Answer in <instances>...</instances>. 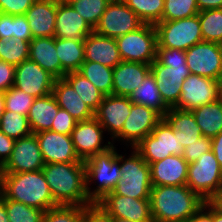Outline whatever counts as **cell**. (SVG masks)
<instances>
[{
    "mask_svg": "<svg viewBox=\"0 0 222 222\" xmlns=\"http://www.w3.org/2000/svg\"><path fill=\"white\" fill-rule=\"evenodd\" d=\"M81 222H112V217L107 214L97 203L83 206Z\"/></svg>",
    "mask_w": 222,
    "mask_h": 222,
    "instance_id": "47",
    "label": "cell"
},
{
    "mask_svg": "<svg viewBox=\"0 0 222 222\" xmlns=\"http://www.w3.org/2000/svg\"><path fill=\"white\" fill-rule=\"evenodd\" d=\"M45 164L84 162L77 156L71 135L43 131L35 133Z\"/></svg>",
    "mask_w": 222,
    "mask_h": 222,
    "instance_id": "20",
    "label": "cell"
},
{
    "mask_svg": "<svg viewBox=\"0 0 222 222\" xmlns=\"http://www.w3.org/2000/svg\"><path fill=\"white\" fill-rule=\"evenodd\" d=\"M213 222H222V215L213 209Z\"/></svg>",
    "mask_w": 222,
    "mask_h": 222,
    "instance_id": "59",
    "label": "cell"
},
{
    "mask_svg": "<svg viewBox=\"0 0 222 222\" xmlns=\"http://www.w3.org/2000/svg\"><path fill=\"white\" fill-rule=\"evenodd\" d=\"M211 150V138L202 136L197 142L190 144L183 150V158L188 162H195L200 156Z\"/></svg>",
    "mask_w": 222,
    "mask_h": 222,
    "instance_id": "44",
    "label": "cell"
},
{
    "mask_svg": "<svg viewBox=\"0 0 222 222\" xmlns=\"http://www.w3.org/2000/svg\"><path fill=\"white\" fill-rule=\"evenodd\" d=\"M56 78L37 63L26 59L15 66L14 87L40 98L52 93Z\"/></svg>",
    "mask_w": 222,
    "mask_h": 222,
    "instance_id": "18",
    "label": "cell"
},
{
    "mask_svg": "<svg viewBox=\"0 0 222 222\" xmlns=\"http://www.w3.org/2000/svg\"><path fill=\"white\" fill-rule=\"evenodd\" d=\"M197 15L203 41L222 44V8L203 10Z\"/></svg>",
    "mask_w": 222,
    "mask_h": 222,
    "instance_id": "35",
    "label": "cell"
},
{
    "mask_svg": "<svg viewBox=\"0 0 222 222\" xmlns=\"http://www.w3.org/2000/svg\"><path fill=\"white\" fill-rule=\"evenodd\" d=\"M85 61H92L115 68L121 56L115 38L99 35L95 31L84 40Z\"/></svg>",
    "mask_w": 222,
    "mask_h": 222,
    "instance_id": "25",
    "label": "cell"
},
{
    "mask_svg": "<svg viewBox=\"0 0 222 222\" xmlns=\"http://www.w3.org/2000/svg\"><path fill=\"white\" fill-rule=\"evenodd\" d=\"M83 206L57 205L45 211L42 222H81Z\"/></svg>",
    "mask_w": 222,
    "mask_h": 222,
    "instance_id": "42",
    "label": "cell"
},
{
    "mask_svg": "<svg viewBox=\"0 0 222 222\" xmlns=\"http://www.w3.org/2000/svg\"><path fill=\"white\" fill-rule=\"evenodd\" d=\"M57 5V0H35L26 11L33 38L54 37Z\"/></svg>",
    "mask_w": 222,
    "mask_h": 222,
    "instance_id": "24",
    "label": "cell"
},
{
    "mask_svg": "<svg viewBox=\"0 0 222 222\" xmlns=\"http://www.w3.org/2000/svg\"><path fill=\"white\" fill-rule=\"evenodd\" d=\"M86 171V190L92 203H97L112 192L120 178V154L115 145L97 153L84 161ZM96 180L99 182H96ZM92 182L96 183L91 190Z\"/></svg>",
    "mask_w": 222,
    "mask_h": 222,
    "instance_id": "5",
    "label": "cell"
},
{
    "mask_svg": "<svg viewBox=\"0 0 222 222\" xmlns=\"http://www.w3.org/2000/svg\"><path fill=\"white\" fill-rule=\"evenodd\" d=\"M134 149L151 164L170 155H182L184 147L180 144L179 131L173 130L163 118Z\"/></svg>",
    "mask_w": 222,
    "mask_h": 222,
    "instance_id": "10",
    "label": "cell"
},
{
    "mask_svg": "<svg viewBox=\"0 0 222 222\" xmlns=\"http://www.w3.org/2000/svg\"><path fill=\"white\" fill-rule=\"evenodd\" d=\"M112 222H133V221H128L126 219L112 217Z\"/></svg>",
    "mask_w": 222,
    "mask_h": 222,
    "instance_id": "61",
    "label": "cell"
},
{
    "mask_svg": "<svg viewBox=\"0 0 222 222\" xmlns=\"http://www.w3.org/2000/svg\"><path fill=\"white\" fill-rule=\"evenodd\" d=\"M5 97H4V92L0 91V120L4 114L5 111Z\"/></svg>",
    "mask_w": 222,
    "mask_h": 222,
    "instance_id": "57",
    "label": "cell"
},
{
    "mask_svg": "<svg viewBox=\"0 0 222 222\" xmlns=\"http://www.w3.org/2000/svg\"><path fill=\"white\" fill-rule=\"evenodd\" d=\"M164 103L174 108L181 96L184 80L190 75L184 50L157 48V58L150 64Z\"/></svg>",
    "mask_w": 222,
    "mask_h": 222,
    "instance_id": "3",
    "label": "cell"
},
{
    "mask_svg": "<svg viewBox=\"0 0 222 222\" xmlns=\"http://www.w3.org/2000/svg\"><path fill=\"white\" fill-rule=\"evenodd\" d=\"M155 28L157 48L186 51L203 41L198 15L174 21H160L155 24Z\"/></svg>",
    "mask_w": 222,
    "mask_h": 222,
    "instance_id": "9",
    "label": "cell"
},
{
    "mask_svg": "<svg viewBox=\"0 0 222 222\" xmlns=\"http://www.w3.org/2000/svg\"><path fill=\"white\" fill-rule=\"evenodd\" d=\"M186 222H213V208L206 202Z\"/></svg>",
    "mask_w": 222,
    "mask_h": 222,
    "instance_id": "51",
    "label": "cell"
},
{
    "mask_svg": "<svg viewBox=\"0 0 222 222\" xmlns=\"http://www.w3.org/2000/svg\"><path fill=\"white\" fill-rule=\"evenodd\" d=\"M197 0H165L161 21H174L197 15Z\"/></svg>",
    "mask_w": 222,
    "mask_h": 222,
    "instance_id": "40",
    "label": "cell"
},
{
    "mask_svg": "<svg viewBox=\"0 0 222 222\" xmlns=\"http://www.w3.org/2000/svg\"><path fill=\"white\" fill-rule=\"evenodd\" d=\"M52 94L60 108L65 109L77 122L94 117V112L82 101L79 95L64 79H56Z\"/></svg>",
    "mask_w": 222,
    "mask_h": 222,
    "instance_id": "27",
    "label": "cell"
},
{
    "mask_svg": "<svg viewBox=\"0 0 222 222\" xmlns=\"http://www.w3.org/2000/svg\"><path fill=\"white\" fill-rule=\"evenodd\" d=\"M211 150L222 168V132L211 138Z\"/></svg>",
    "mask_w": 222,
    "mask_h": 222,
    "instance_id": "53",
    "label": "cell"
},
{
    "mask_svg": "<svg viewBox=\"0 0 222 222\" xmlns=\"http://www.w3.org/2000/svg\"><path fill=\"white\" fill-rule=\"evenodd\" d=\"M103 133L105 130L95 117L76 123L71 132V139L75 152L81 161H86L91 156L103 152L113 145L110 141L103 145Z\"/></svg>",
    "mask_w": 222,
    "mask_h": 222,
    "instance_id": "15",
    "label": "cell"
},
{
    "mask_svg": "<svg viewBox=\"0 0 222 222\" xmlns=\"http://www.w3.org/2000/svg\"><path fill=\"white\" fill-rule=\"evenodd\" d=\"M112 0H79L71 6L95 29L107 5Z\"/></svg>",
    "mask_w": 222,
    "mask_h": 222,
    "instance_id": "41",
    "label": "cell"
},
{
    "mask_svg": "<svg viewBox=\"0 0 222 222\" xmlns=\"http://www.w3.org/2000/svg\"><path fill=\"white\" fill-rule=\"evenodd\" d=\"M0 222H9L4 202L0 199Z\"/></svg>",
    "mask_w": 222,
    "mask_h": 222,
    "instance_id": "56",
    "label": "cell"
},
{
    "mask_svg": "<svg viewBox=\"0 0 222 222\" xmlns=\"http://www.w3.org/2000/svg\"><path fill=\"white\" fill-rule=\"evenodd\" d=\"M122 61L151 64L157 58V31L154 24L115 38Z\"/></svg>",
    "mask_w": 222,
    "mask_h": 222,
    "instance_id": "8",
    "label": "cell"
},
{
    "mask_svg": "<svg viewBox=\"0 0 222 222\" xmlns=\"http://www.w3.org/2000/svg\"><path fill=\"white\" fill-rule=\"evenodd\" d=\"M191 112L200 127L202 136L213 138L222 132V102L219 99L201 105Z\"/></svg>",
    "mask_w": 222,
    "mask_h": 222,
    "instance_id": "30",
    "label": "cell"
},
{
    "mask_svg": "<svg viewBox=\"0 0 222 222\" xmlns=\"http://www.w3.org/2000/svg\"><path fill=\"white\" fill-rule=\"evenodd\" d=\"M76 123L77 121L65 109L59 108L50 131L71 135Z\"/></svg>",
    "mask_w": 222,
    "mask_h": 222,
    "instance_id": "45",
    "label": "cell"
},
{
    "mask_svg": "<svg viewBox=\"0 0 222 222\" xmlns=\"http://www.w3.org/2000/svg\"><path fill=\"white\" fill-rule=\"evenodd\" d=\"M0 199L5 204L9 222H42L45 211L7 199L3 194Z\"/></svg>",
    "mask_w": 222,
    "mask_h": 222,
    "instance_id": "38",
    "label": "cell"
},
{
    "mask_svg": "<svg viewBox=\"0 0 222 222\" xmlns=\"http://www.w3.org/2000/svg\"><path fill=\"white\" fill-rule=\"evenodd\" d=\"M97 204L113 218L133 222H153L150 199H136L110 192Z\"/></svg>",
    "mask_w": 222,
    "mask_h": 222,
    "instance_id": "14",
    "label": "cell"
},
{
    "mask_svg": "<svg viewBox=\"0 0 222 222\" xmlns=\"http://www.w3.org/2000/svg\"><path fill=\"white\" fill-rule=\"evenodd\" d=\"M2 194L10 200L46 211L58 204L54 201L41 170L23 173H2Z\"/></svg>",
    "mask_w": 222,
    "mask_h": 222,
    "instance_id": "4",
    "label": "cell"
},
{
    "mask_svg": "<svg viewBox=\"0 0 222 222\" xmlns=\"http://www.w3.org/2000/svg\"><path fill=\"white\" fill-rule=\"evenodd\" d=\"M59 108L52 93L35 98L27 115L32 133L50 130Z\"/></svg>",
    "mask_w": 222,
    "mask_h": 222,
    "instance_id": "28",
    "label": "cell"
},
{
    "mask_svg": "<svg viewBox=\"0 0 222 222\" xmlns=\"http://www.w3.org/2000/svg\"><path fill=\"white\" fill-rule=\"evenodd\" d=\"M15 66L0 60V91L5 92L14 85Z\"/></svg>",
    "mask_w": 222,
    "mask_h": 222,
    "instance_id": "49",
    "label": "cell"
},
{
    "mask_svg": "<svg viewBox=\"0 0 222 222\" xmlns=\"http://www.w3.org/2000/svg\"><path fill=\"white\" fill-rule=\"evenodd\" d=\"M173 130L179 131L180 144L185 148L202 137L191 111L170 108L163 117Z\"/></svg>",
    "mask_w": 222,
    "mask_h": 222,
    "instance_id": "29",
    "label": "cell"
},
{
    "mask_svg": "<svg viewBox=\"0 0 222 222\" xmlns=\"http://www.w3.org/2000/svg\"><path fill=\"white\" fill-rule=\"evenodd\" d=\"M78 72L103 95H113V68L92 61H84Z\"/></svg>",
    "mask_w": 222,
    "mask_h": 222,
    "instance_id": "33",
    "label": "cell"
},
{
    "mask_svg": "<svg viewBox=\"0 0 222 222\" xmlns=\"http://www.w3.org/2000/svg\"><path fill=\"white\" fill-rule=\"evenodd\" d=\"M42 172L58 205L93 204L86 190L84 162L49 163L44 165Z\"/></svg>",
    "mask_w": 222,
    "mask_h": 222,
    "instance_id": "1",
    "label": "cell"
},
{
    "mask_svg": "<svg viewBox=\"0 0 222 222\" xmlns=\"http://www.w3.org/2000/svg\"><path fill=\"white\" fill-rule=\"evenodd\" d=\"M150 72V64L121 61L113 68V95L130 97Z\"/></svg>",
    "mask_w": 222,
    "mask_h": 222,
    "instance_id": "23",
    "label": "cell"
},
{
    "mask_svg": "<svg viewBox=\"0 0 222 222\" xmlns=\"http://www.w3.org/2000/svg\"><path fill=\"white\" fill-rule=\"evenodd\" d=\"M29 59L37 63L56 79L63 78L67 72L61 67L55 47V37H37L30 41Z\"/></svg>",
    "mask_w": 222,
    "mask_h": 222,
    "instance_id": "26",
    "label": "cell"
},
{
    "mask_svg": "<svg viewBox=\"0 0 222 222\" xmlns=\"http://www.w3.org/2000/svg\"><path fill=\"white\" fill-rule=\"evenodd\" d=\"M57 1L60 3L67 4V5H71L72 3L79 1V0H57Z\"/></svg>",
    "mask_w": 222,
    "mask_h": 222,
    "instance_id": "60",
    "label": "cell"
},
{
    "mask_svg": "<svg viewBox=\"0 0 222 222\" xmlns=\"http://www.w3.org/2000/svg\"><path fill=\"white\" fill-rule=\"evenodd\" d=\"M1 195H2V186L0 184V198H1Z\"/></svg>",
    "mask_w": 222,
    "mask_h": 222,
    "instance_id": "63",
    "label": "cell"
},
{
    "mask_svg": "<svg viewBox=\"0 0 222 222\" xmlns=\"http://www.w3.org/2000/svg\"><path fill=\"white\" fill-rule=\"evenodd\" d=\"M218 99L217 80L190 74L182 83L181 96L174 108L191 111Z\"/></svg>",
    "mask_w": 222,
    "mask_h": 222,
    "instance_id": "16",
    "label": "cell"
},
{
    "mask_svg": "<svg viewBox=\"0 0 222 222\" xmlns=\"http://www.w3.org/2000/svg\"><path fill=\"white\" fill-rule=\"evenodd\" d=\"M199 11L222 8V0H197Z\"/></svg>",
    "mask_w": 222,
    "mask_h": 222,
    "instance_id": "54",
    "label": "cell"
},
{
    "mask_svg": "<svg viewBox=\"0 0 222 222\" xmlns=\"http://www.w3.org/2000/svg\"><path fill=\"white\" fill-rule=\"evenodd\" d=\"M94 29L71 6L58 2L55 38L85 40Z\"/></svg>",
    "mask_w": 222,
    "mask_h": 222,
    "instance_id": "22",
    "label": "cell"
},
{
    "mask_svg": "<svg viewBox=\"0 0 222 222\" xmlns=\"http://www.w3.org/2000/svg\"><path fill=\"white\" fill-rule=\"evenodd\" d=\"M216 212L222 215V191L207 202Z\"/></svg>",
    "mask_w": 222,
    "mask_h": 222,
    "instance_id": "55",
    "label": "cell"
},
{
    "mask_svg": "<svg viewBox=\"0 0 222 222\" xmlns=\"http://www.w3.org/2000/svg\"><path fill=\"white\" fill-rule=\"evenodd\" d=\"M144 22L122 0H112L106 7L94 31L117 38L141 27Z\"/></svg>",
    "mask_w": 222,
    "mask_h": 222,
    "instance_id": "11",
    "label": "cell"
},
{
    "mask_svg": "<svg viewBox=\"0 0 222 222\" xmlns=\"http://www.w3.org/2000/svg\"><path fill=\"white\" fill-rule=\"evenodd\" d=\"M190 74L218 80L222 73V44L202 41L185 51Z\"/></svg>",
    "mask_w": 222,
    "mask_h": 222,
    "instance_id": "12",
    "label": "cell"
},
{
    "mask_svg": "<svg viewBox=\"0 0 222 222\" xmlns=\"http://www.w3.org/2000/svg\"><path fill=\"white\" fill-rule=\"evenodd\" d=\"M132 104L129 97L107 95L94 112V117L112 140L122 131L123 124L131 114Z\"/></svg>",
    "mask_w": 222,
    "mask_h": 222,
    "instance_id": "19",
    "label": "cell"
},
{
    "mask_svg": "<svg viewBox=\"0 0 222 222\" xmlns=\"http://www.w3.org/2000/svg\"><path fill=\"white\" fill-rule=\"evenodd\" d=\"M129 99L133 103L144 105L158 112L162 117L169 111L157 88L151 71L146 75L141 85L131 94Z\"/></svg>",
    "mask_w": 222,
    "mask_h": 222,
    "instance_id": "31",
    "label": "cell"
},
{
    "mask_svg": "<svg viewBox=\"0 0 222 222\" xmlns=\"http://www.w3.org/2000/svg\"><path fill=\"white\" fill-rule=\"evenodd\" d=\"M0 38H13V15L0 13Z\"/></svg>",
    "mask_w": 222,
    "mask_h": 222,
    "instance_id": "52",
    "label": "cell"
},
{
    "mask_svg": "<svg viewBox=\"0 0 222 222\" xmlns=\"http://www.w3.org/2000/svg\"><path fill=\"white\" fill-rule=\"evenodd\" d=\"M205 203L187 185L151 188L150 207L153 222H186Z\"/></svg>",
    "mask_w": 222,
    "mask_h": 222,
    "instance_id": "2",
    "label": "cell"
},
{
    "mask_svg": "<svg viewBox=\"0 0 222 222\" xmlns=\"http://www.w3.org/2000/svg\"><path fill=\"white\" fill-rule=\"evenodd\" d=\"M149 165L152 186L186 185L189 163L182 155H170Z\"/></svg>",
    "mask_w": 222,
    "mask_h": 222,
    "instance_id": "21",
    "label": "cell"
},
{
    "mask_svg": "<svg viewBox=\"0 0 222 222\" xmlns=\"http://www.w3.org/2000/svg\"><path fill=\"white\" fill-rule=\"evenodd\" d=\"M0 130L15 140L32 134L27 116L8 110L4 111L0 120Z\"/></svg>",
    "mask_w": 222,
    "mask_h": 222,
    "instance_id": "39",
    "label": "cell"
},
{
    "mask_svg": "<svg viewBox=\"0 0 222 222\" xmlns=\"http://www.w3.org/2000/svg\"><path fill=\"white\" fill-rule=\"evenodd\" d=\"M13 38H20L28 42L33 39V35L25 15H13Z\"/></svg>",
    "mask_w": 222,
    "mask_h": 222,
    "instance_id": "48",
    "label": "cell"
},
{
    "mask_svg": "<svg viewBox=\"0 0 222 222\" xmlns=\"http://www.w3.org/2000/svg\"><path fill=\"white\" fill-rule=\"evenodd\" d=\"M130 113L123 124L122 131L111 141L113 145L117 140L124 142L127 147L130 145L131 148H135L163 119L158 112L137 103L132 104Z\"/></svg>",
    "mask_w": 222,
    "mask_h": 222,
    "instance_id": "13",
    "label": "cell"
},
{
    "mask_svg": "<svg viewBox=\"0 0 222 222\" xmlns=\"http://www.w3.org/2000/svg\"><path fill=\"white\" fill-rule=\"evenodd\" d=\"M15 139L6 136L0 130V165L3 166L7 160L10 158Z\"/></svg>",
    "mask_w": 222,
    "mask_h": 222,
    "instance_id": "50",
    "label": "cell"
},
{
    "mask_svg": "<svg viewBox=\"0 0 222 222\" xmlns=\"http://www.w3.org/2000/svg\"><path fill=\"white\" fill-rule=\"evenodd\" d=\"M79 95L82 101L95 112L102 103L103 95L88 79L78 71L68 72L63 77Z\"/></svg>",
    "mask_w": 222,
    "mask_h": 222,
    "instance_id": "34",
    "label": "cell"
},
{
    "mask_svg": "<svg viewBox=\"0 0 222 222\" xmlns=\"http://www.w3.org/2000/svg\"><path fill=\"white\" fill-rule=\"evenodd\" d=\"M120 154V178L113 193L136 199H150L151 173L150 165L132 148L128 158Z\"/></svg>",
    "mask_w": 222,
    "mask_h": 222,
    "instance_id": "6",
    "label": "cell"
},
{
    "mask_svg": "<svg viewBox=\"0 0 222 222\" xmlns=\"http://www.w3.org/2000/svg\"><path fill=\"white\" fill-rule=\"evenodd\" d=\"M186 185L205 202L222 191V168L212 150L189 163Z\"/></svg>",
    "mask_w": 222,
    "mask_h": 222,
    "instance_id": "7",
    "label": "cell"
},
{
    "mask_svg": "<svg viewBox=\"0 0 222 222\" xmlns=\"http://www.w3.org/2000/svg\"><path fill=\"white\" fill-rule=\"evenodd\" d=\"M30 42L20 38H0V60L12 64L20 65L29 59Z\"/></svg>",
    "mask_w": 222,
    "mask_h": 222,
    "instance_id": "37",
    "label": "cell"
},
{
    "mask_svg": "<svg viewBox=\"0 0 222 222\" xmlns=\"http://www.w3.org/2000/svg\"><path fill=\"white\" fill-rule=\"evenodd\" d=\"M35 0H0V13L7 15H25Z\"/></svg>",
    "mask_w": 222,
    "mask_h": 222,
    "instance_id": "46",
    "label": "cell"
},
{
    "mask_svg": "<svg viewBox=\"0 0 222 222\" xmlns=\"http://www.w3.org/2000/svg\"><path fill=\"white\" fill-rule=\"evenodd\" d=\"M138 17L147 24L162 20L165 0H122Z\"/></svg>",
    "mask_w": 222,
    "mask_h": 222,
    "instance_id": "36",
    "label": "cell"
},
{
    "mask_svg": "<svg viewBox=\"0 0 222 222\" xmlns=\"http://www.w3.org/2000/svg\"><path fill=\"white\" fill-rule=\"evenodd\" d=\"M5 110L27 116L33 104L34 97L12 86L4 92Z\"/></svg>",
    "mask_w": 222,
    "mask_h": 222,
    "instance_id": "43",
    "label": "cell"
},
{
    "mask_svg": "<svg viewBox=\"0 0 222 222\" xmlns=\"http://www.w3.org/2000/svg\"><path fill=\"white\" fill-rule=\"evenodd\" d=\"M218 89H219V100L222 102V73L219 75L218 78Z\"/></svg>",
    "mask_w": 222,
    "mask_h": 222,
    "instance_id": "58",
    "label": "cell"
},
{
    "mask_svg": "<svg viewBox=\"0 0 222 222\" xmlns=\"http://www.w3.org/2000/svg\"><path fill=\"white\" fill-rule=\"evenodd\" d=\"M45 163L35 134L17 139L10 158L2 166L3 173H23L41 170Z\"/></svg>",
    "mask_w": 222,
    "mask_h": 222,
    "instance_id": "17",
    "label": "cell"
},
{
    "mask_svg": "<svg viewBox=\"0 0 222 222\" xmlns=\"http://www.w3.org/2000/svg\"><path fill=\"white\" fill-rule=\"evenodd\" d=\"M61 67L68 73L78 71L85 61L84 40L55 38Z\"/></svg>",
    "mask_w": 222,
    "mask_h": 222,
    "instance_id": "32",
    "label": "cell"
},
{
    "mask_svg": "<svg viewBox=\"0 0 222 222\" xmlns=\"http://www.w3.org/2000/svg\"><path fill=\"white\" fill-rule=\"evenodd\" d=\"M2 166L0 165V178H1V175H2Z\"/></svg>",
    "mask_w": 222,
    "mask_h": 222,
    "instance_id": "62",
    "label": "cell"
}]
</instances>
